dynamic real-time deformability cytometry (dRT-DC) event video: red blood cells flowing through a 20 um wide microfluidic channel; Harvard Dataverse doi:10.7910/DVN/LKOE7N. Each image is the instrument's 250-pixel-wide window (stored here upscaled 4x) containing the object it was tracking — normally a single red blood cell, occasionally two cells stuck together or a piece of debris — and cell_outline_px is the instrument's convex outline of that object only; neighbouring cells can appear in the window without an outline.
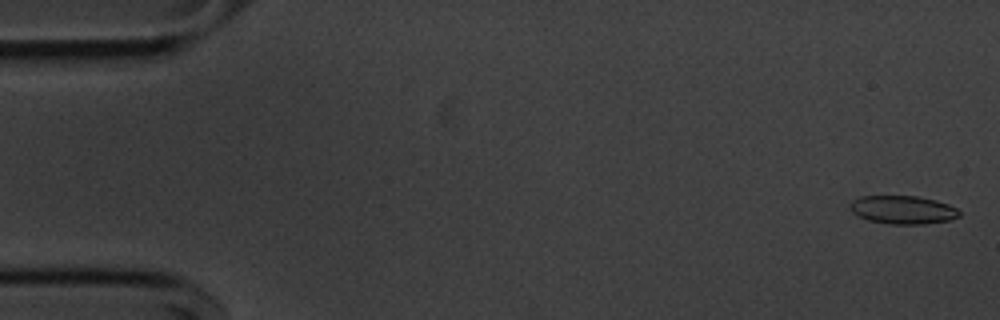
{"species": "common noctule bat (a hibernating species)", "species_latin": "Nyctalus noctula", "temperature_condition": "cold", "stored_images_in_passage": 11, "camera_frame_rate_fps": 3000, "um_per_image_px": 0.085, "animal": {"sex": "male", "body_mass_g": 20.1, "forearm_length_mm": 53.5}, "frame": {"image": 1, "passage_image": 2, "time_ms": 0.333, "image_size_px": [1000, 320], "cell_outline_px": [[960, 216], [948, 220], [924, 224], [888, 224], [868, 220], [852, 212], [848, 208], [848, 204], [852, 200], [860, 196], [916, 196], [936, 200], [948, 204], [956, 208], [960, 212]], "centroid_in_image_um": [76.71, 17.83], "position_along_channel_um": 8.3, "area_um2": 18.09}}